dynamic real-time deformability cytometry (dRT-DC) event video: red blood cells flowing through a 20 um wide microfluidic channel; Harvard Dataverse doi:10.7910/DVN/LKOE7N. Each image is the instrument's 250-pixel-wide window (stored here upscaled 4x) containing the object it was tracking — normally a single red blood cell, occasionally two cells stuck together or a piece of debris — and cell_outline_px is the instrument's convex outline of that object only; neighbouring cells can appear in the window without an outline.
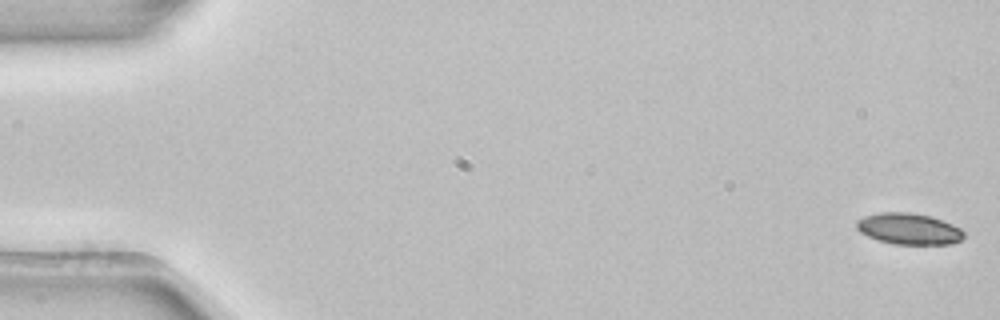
{"species": "common noctule bat (a hibernating species)", "species_latin": "Nyctalus noctula", "temperature_condition": "room temperature", "stored_images_in_passage": 4, "camera_frame_rate_fps": 3000, "um_per_image_px": 0.085, "animal": {"sex": "female", "body_mass_g": 22.7, "forearm_length_mm": 54.2}, "frame": {"image": 1, "passage_image": 1, "time_ms": 0.0, "image_size_px": [1000, 320], "cell_outline_px": [[964, 236], [960, 240], [952, 244], [896, 244], [880, 240], [868, 236], [860, 232], [856, 228], [856, 220], [864, 216], [880, 212], [912, 212], [932, 216], [952, 224], [960, 228], [964, 232]], "centroid_in_image_um": [77.25, 19.43], "position_along_channel_um": 7.7, "area_um2": 19.59}}
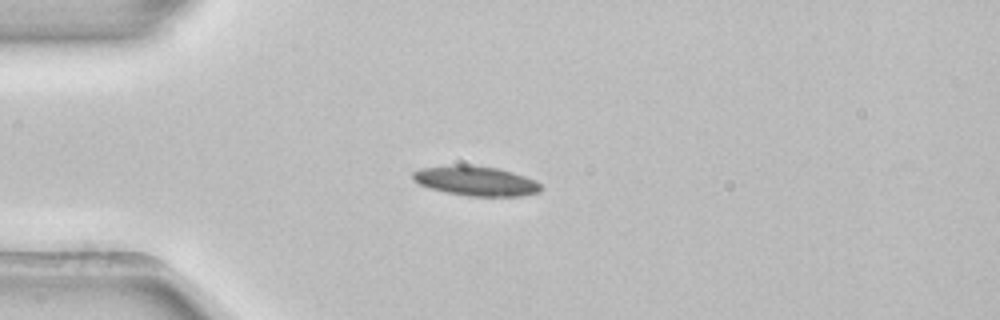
{"frame": {"image": 2, "passage_image": 4, "time_ms": 1.0, "image_size_px": [1000, 320], "cell_outline_px": [[540, 192], [520, 196], [468, 196], [428, 188], [412, 180], [412, 172], [420, 168], [452, 164], [464, 164], [496, 168], [512, 172], [536, 180], [540, 184]], "centroid_in_image_um": [40.4, 15.37], "position_along_channel_um": 44.6, "area_um2": 22.2}}